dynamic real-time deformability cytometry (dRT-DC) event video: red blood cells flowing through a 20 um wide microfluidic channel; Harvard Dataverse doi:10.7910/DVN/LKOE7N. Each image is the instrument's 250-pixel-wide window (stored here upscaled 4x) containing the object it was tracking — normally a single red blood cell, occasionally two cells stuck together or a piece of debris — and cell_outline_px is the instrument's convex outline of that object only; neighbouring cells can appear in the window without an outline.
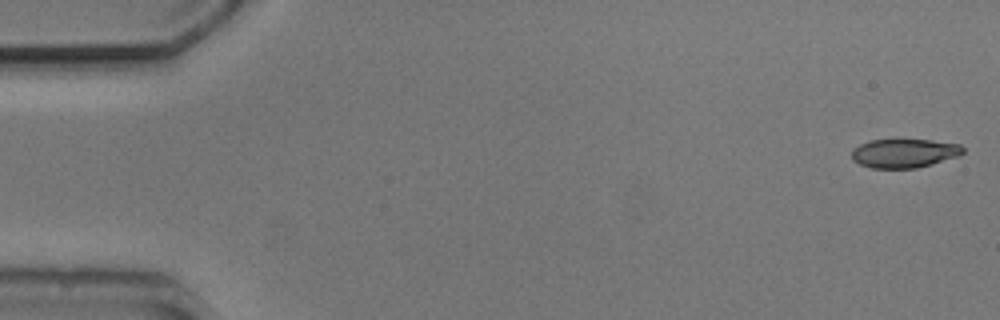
{"species": "common noctule bat (a hibernating species)", "species_latin": "Nyctalus noctula", "temperature_condition": "cold", "stored_images_in_passage": 5, "camera_frame_rate_fps": 3000, "um_per_image_px": 0.085, "animal": {"sex": "male", "body_mass_g": 20.5, "forearm_length_mm": 52.5}, "frame": {"image": 1, "passage_image": 1, "time_ms": 0.0, "image_size_px": [1000, 320], "cell_outline_px": [[964, 152], [960, 156], [932, 164], [916, 168], [872, 168], [860, 164], [852, 160], [852, 148], [860, 144], [872, 140], [932, 140], [960, 144], [964, 148]], "centroid_in_image_um": [76.88, 13.02], "position_along_channel_um": 8.1, "area_um2": 18.79}}
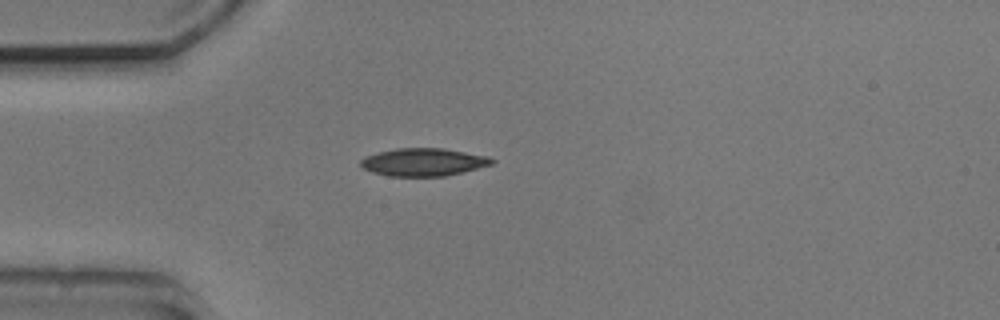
{"frame": {"image": 2, "passage_image": 5, "time_ms": 4.333, "image_size_px": [1000, 320], "cell_outline_px": [[496, 160], [492, 164], [444, 176], [388, 176], [372, 172], [364, 168], [360, 164], [360, 160], [364, 156], [396, 148], [444, 148], [488, 156]], "centroid_in_image_um": [35.97, 13.77], "position_along_channel_um": 49.0, "area_um2": 21.1}}